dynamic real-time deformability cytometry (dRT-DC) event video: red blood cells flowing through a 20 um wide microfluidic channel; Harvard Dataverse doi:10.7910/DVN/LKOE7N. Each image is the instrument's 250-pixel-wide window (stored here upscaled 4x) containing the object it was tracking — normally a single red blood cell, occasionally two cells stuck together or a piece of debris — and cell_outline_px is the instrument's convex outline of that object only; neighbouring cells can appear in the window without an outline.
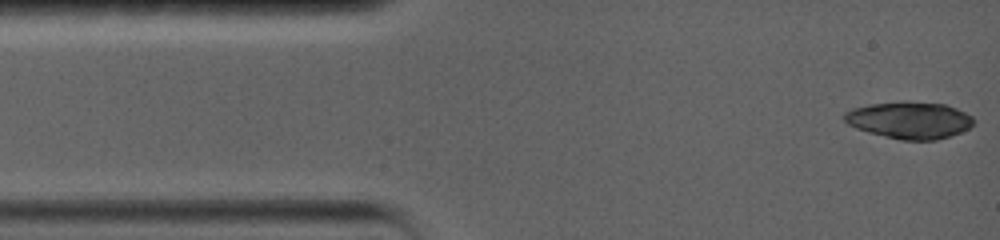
{"species": "common noctule bat (a hibernating species)", "species_latin": "Nyctalus noctula", "temperature_condition": "warm", "stored_images_in_passage": 12, "camera_frame_rate_fps": 5000, "um_per_image_px": 0.085, "animal": {"sex": "female", "body_mass_g": 19.0, "forearm_length_mm": 56.7}, "frame": {"image": 1, "passage_image": 1, "time_ms": 0.0, "image_size_px": [1000, 240], "cell_outline_px": [[976, 120], [968, 128], [960, 132], [936, 140], [900, 140], [868, 132], [856, 128], [848, 124], [844, 120], [844, 112], [852, 108], [868, 104], [904, 100], [944, 104], [956, 108], [972, 116]], "centroid_in_image_um": [77.28, 10.19], "position_along_channel_um": 7.7, "area_um2": 28.03}}